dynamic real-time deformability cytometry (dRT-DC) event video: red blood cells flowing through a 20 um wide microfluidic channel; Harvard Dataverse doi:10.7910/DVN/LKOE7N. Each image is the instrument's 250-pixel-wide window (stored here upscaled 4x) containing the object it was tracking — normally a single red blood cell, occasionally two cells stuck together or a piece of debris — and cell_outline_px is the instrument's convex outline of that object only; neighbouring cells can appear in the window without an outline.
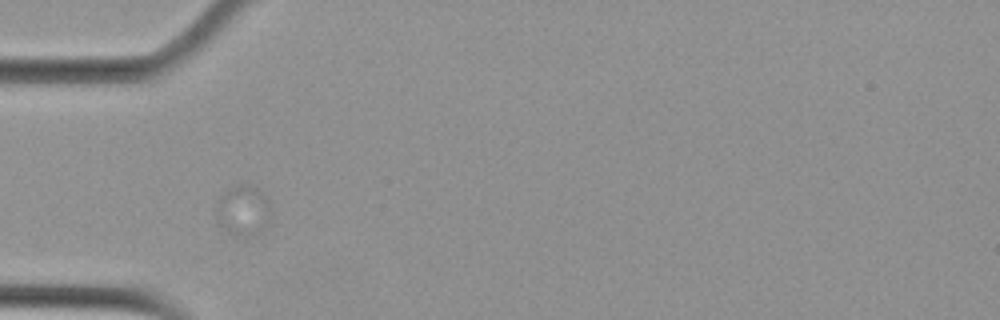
{"species": "Egyptian fruit bat (a non-hibernating species)", "species_latin": "Rousettus aegyptiacus", "temperature_condition": "cold", "stored_images_in_passage": 10, "camera_frame_rate_fps": 3000, "um_per_image_px": 0.085, "animal": {"sex": "female"}, "frame": {"image": 1, "passage_image": 1, "time_ms": 0.0, "image_size_px": [1000, 320], "cell_outline_px": [[272, 212], [260, 232], [256, 236], [240, 240], [232, 236], [220, 224], [216, 212], [216, 208], [220, 200], [228, 188], [236, 184], [244, 184], [256, 188], [264, 196]], "centroid_in_image_um": [20.66, 17.97], "position_along_channel_um": 64.3, "area_um2": 16.01}}
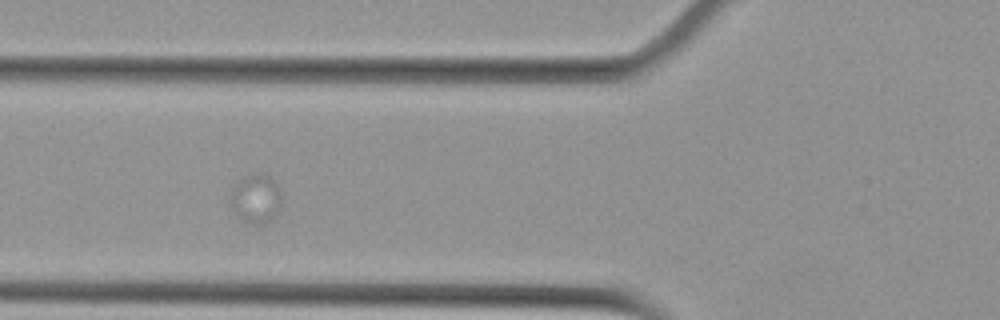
{"frame": {"image": 2, "passage_image": 5, "time_ms": 1.333, "image_size_px": [1000, 320], "cell_outline_px": [[280, 200], [276, 216], [264, 224], [252, 224], [244, 220], [228, 204], [232, 188], [240, 180], [248, 176], [264, 172], [276, 184], [280, 192]], "centroid_in_image_um": [21.73, 16.9], "position_along_channel_um": 104.1, "area_um2": 14.28}}